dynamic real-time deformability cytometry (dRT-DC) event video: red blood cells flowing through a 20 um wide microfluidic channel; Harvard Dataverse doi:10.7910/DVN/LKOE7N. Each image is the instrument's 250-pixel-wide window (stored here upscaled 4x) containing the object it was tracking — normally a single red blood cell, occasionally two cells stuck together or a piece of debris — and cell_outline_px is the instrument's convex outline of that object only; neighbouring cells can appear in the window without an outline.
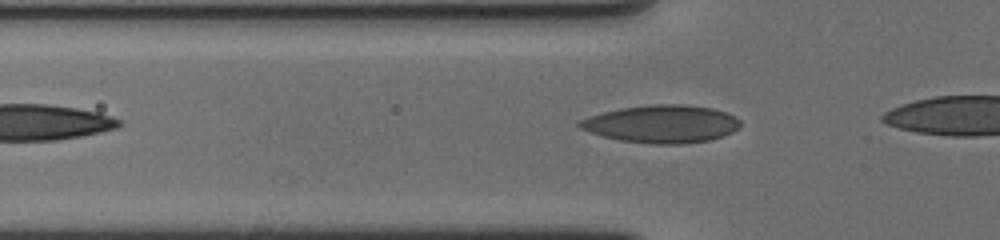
{"species": "human", "species_latin": "Homo sapiens", "temperature_condition": "cold", "stored_images_in_passage": 17, "camera_frame_rate_fps": 3000, "um_per_image_px": 0.085, "donor": {"sex": "female"}, "frame": {"image": 1, "passage_image": 3, "time_ms": 0.667, "image_size_px": [1000, 240], "cell_outline_px": [[740, 124], [732, 132], [724, 136], [708, 140], [684, 144], [648, 144], [620, 140], [604, 136], [580, 128], [576, 124], [580, 120], [588, 116], [620, 108], [652, 104], [684, 104], [712, 108], [728, 112], [736, 116], [740, 120]], "centroid_in_image_um": [56.26, 10.53], "position_along_channel_um": 69.5, "area_um2": 35.43}}
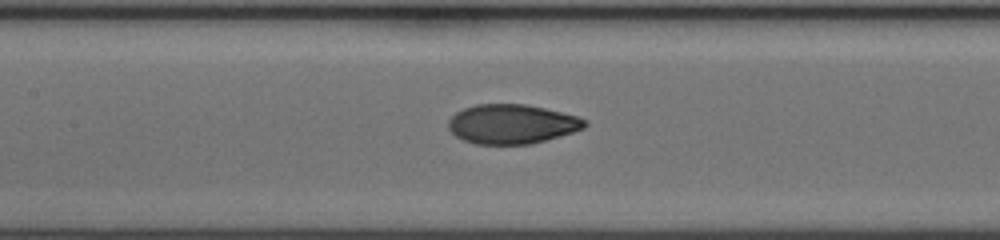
{"frame": {"image": 2, "passage_image": 11, "time_ms": 3.333, "image_size_px": [1000, 240], "cell_outline_px": [[588, 124], [584, 128], [572, 132], [544, 140], [528, 144], [476, 144], [464, 140], [456, 136], [448, 128], [448, 120], [456, 112], [464, 108], [476, 104], [524, 104], [544, 108], [576, 116], [584, 120]], "centroid_in_image_um": [43.47, 10.54], "position_along_channel_um": 163.9, "area_um2": 30.98}}
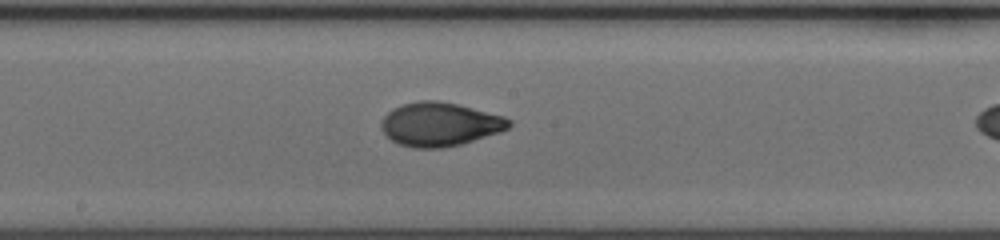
{"frame": {"image": 3, "passage_image": 15, "time_ms": 4.667, "image_size_px": [1000, 240], "cell_outline_px": [[512, 124], [508, 128], [500, 132], [460, 144], [440, 148], [412, 148], [400, 144], [392, 140], [380, 128], [380, 124], [384, 116], [392, 108], [416, 100], [440, 100], [504, 116], [512, 120]], "centroid_in_image_um": [37.37, 10.55], "position_along_channel_um": 210.8, "area_um2": 32.48}}